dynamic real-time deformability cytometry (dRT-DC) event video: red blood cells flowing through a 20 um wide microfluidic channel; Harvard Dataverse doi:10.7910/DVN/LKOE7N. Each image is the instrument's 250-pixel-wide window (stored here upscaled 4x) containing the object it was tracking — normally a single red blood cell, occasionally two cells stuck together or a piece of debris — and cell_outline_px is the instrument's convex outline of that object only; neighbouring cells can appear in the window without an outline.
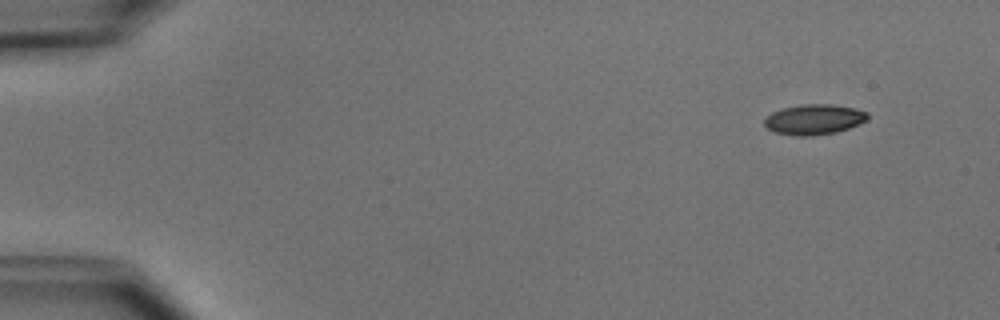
{"species": "common noctule bat (a hibernating species)", "species_latin": "Nyctalus noctula", "temperature_condition": "cold", "stored_images_in_passage": 4, "camera_frame_rate_fps": 3000, "um_per_image_px": 0.085, "animal": {"sex": "male", "body_mass_g": 15.6}, "frame": {"image": 1, "passage_image": 1, "time_ms": 0.0, "image_size_px": [1000, 320], "cell_outline_px": [[868, 120], [848, 128], [836, 132], [812, 136], [796, 136], [776, 132], [768, 128], [764, 124], [764, 120], [772, 112], [784, 108], [804, 104], [832, 104], [852, 108], [868, 112]], "centroid_in_image_um": [69.21, 10.15], "position_along_channel_um": 15.8, "area_um2": 18.03}}
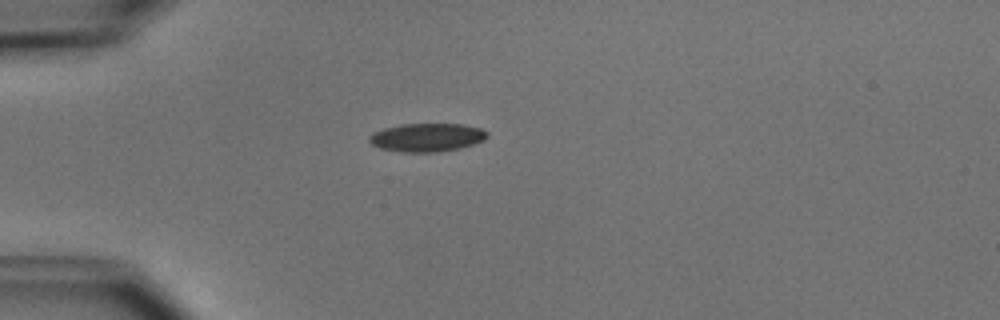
{"frame": {"image": 2, "passage_image": 3, "time_ms": 3.333, "image_size_px": [1000, 320], "cell_outline_px": [[488, 136], [484, 140], [460, 148], [436, 152], [400, 152], [380, 148], [372, 144], [368, 140], [368, 136], [372, 132], [384, 128], [400, 124], [460, 124], [480, 128], [488, 132]], "centroid_in_image_um": [36.25, 11.68], "position_along_channel_um": 48.7, "area_um2": 19.54}}